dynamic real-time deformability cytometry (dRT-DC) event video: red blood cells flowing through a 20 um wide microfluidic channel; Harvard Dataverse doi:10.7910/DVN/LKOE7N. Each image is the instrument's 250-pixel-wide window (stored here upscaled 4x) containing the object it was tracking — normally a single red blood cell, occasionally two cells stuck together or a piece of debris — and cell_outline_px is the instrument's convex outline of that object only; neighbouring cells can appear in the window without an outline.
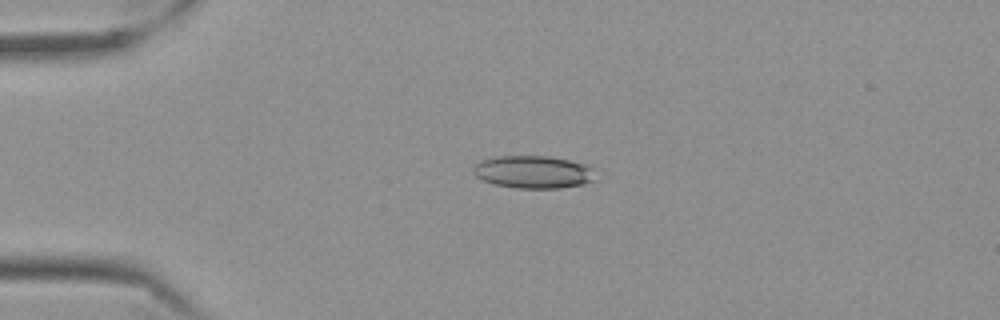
{"species": "Egyptian fruit bat (a non-hibernating species)", "species_latin": "Rousettus aegyptiacus", "temperature_condition": "cold", "stored_images_in_passage": 56, "camera_frame_rate_fps": 3000, "um_per_image_px": 0.085, "frame": {"image": 1, "passage_image": 12, "time_ms": 3.667, "image_size_px": [1000, 320], "cell_outline_px": [[592, 180], [584, 184], [560, 188], [516, 188], [496, 184], [484, 180], [476, 176], [472, 172], [472, 168], [480, 160], [496, 156], [548, 156], [568, 160], [584, 164], [592, 168]], "centroid_in_image_um": [45.27, 14.61], "position_along_channel_um": 39.7, "area_um2": 23.0}}
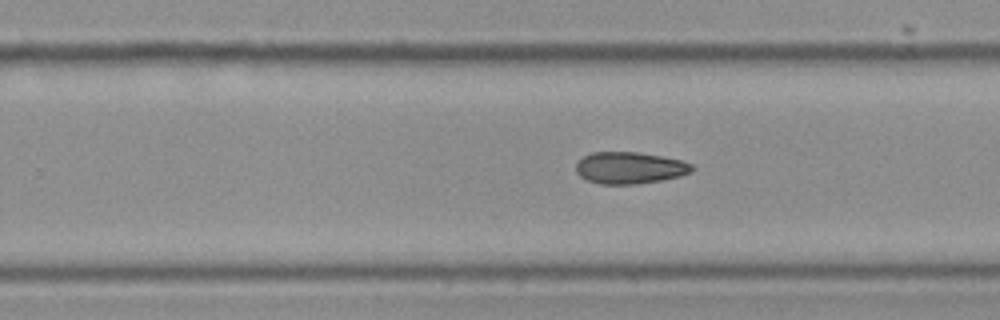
{"frame": {"image": 2, "passage_image": 35, "time_ms": 11.333, "image_size_px": [1000, 320], "cell_outline_px": [[696, 168], [692, 172], [680, 176], [660, 180], [636, 184], [600, 184], [588, 180], [580, 176], [576, 172], [576, 164], [584, 156], [592, 152], [640, 152], [680, 160], [692, 164]], "centroid_in_image_um": [53.54, 14.26], "position_along_channel_um": 276.3, "area_um2": 21.44}}
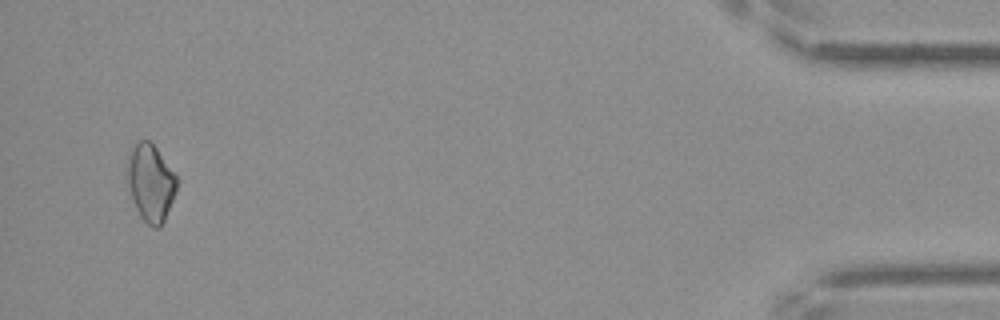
{"frame": {"image": 3, "passage_image": 54, "time_ms": 17.667, "image_size_px": [1000, 320], "cell_outline_px": [[176, 192], [164, 220], [160, 228], [152, 228], [140, 216], [136, 208], [124, 176], [128, 156], [132, 148], [140, 140], [148, 140], [156, 148], [176, 176]], "centroid_in_image_um": [12.76, 15.55], "position_along_channel_um": 422.4, "area_um2": 22.2}}